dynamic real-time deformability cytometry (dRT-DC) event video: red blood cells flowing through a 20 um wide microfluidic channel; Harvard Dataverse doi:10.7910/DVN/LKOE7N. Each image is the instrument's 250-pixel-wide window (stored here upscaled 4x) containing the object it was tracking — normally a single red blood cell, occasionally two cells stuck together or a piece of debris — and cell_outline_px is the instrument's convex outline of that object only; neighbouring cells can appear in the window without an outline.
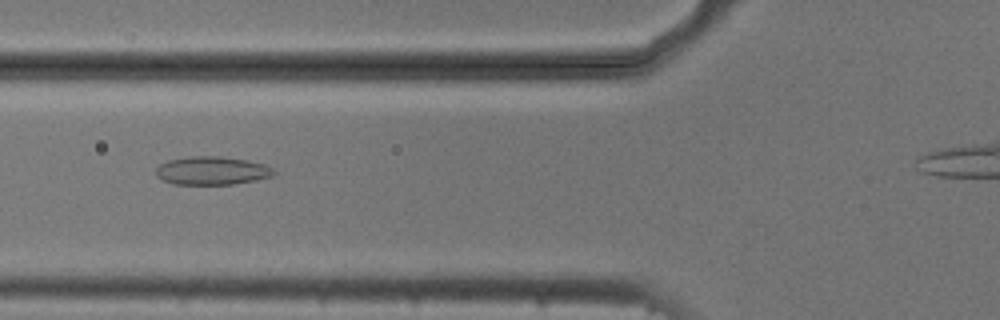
{"species": "common noctule bat (a hibernating species)", "species_latin": "Nyctalus noctula", "temperature_condition": "cold", "stored_images_in_passage": 14, "camera_frame_rate_fps": 3000, "um_per_image_px": 0.085, "animal": {"sex": "male", "body_mass_g": 20.5, "forearm_length_mm": 52.5}, "frame": {"image": 1, "passage_image": 4, "time_ms": 1.0, "image_size_px": [1000, 320], "cell_outline_px": [[276, 172], [272, 176], [256, 180], [232, 184], [172, 184], [156, 176], [156, 168], [160, 164], [168, 160], [188, 156], [220, 156], [248, 160], [264, 164], [272, 168]], "centroid_in_image_um": [18.01, 14.5], "position_along_channel_um": 107.8, "area_um2": 19.48}}
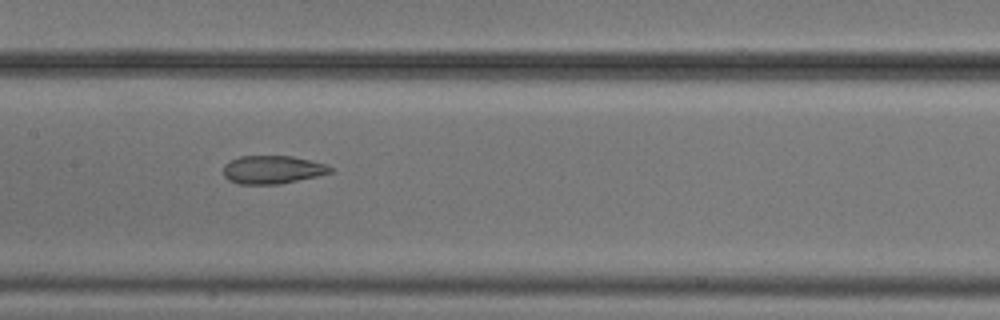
{"frame": {"image": 2, "passage_image": 10, "time_ms": 3.0, "image_size_px": [1000, 320], "cell_outline_px": [[332, 172], [316, 176], [280, 184], [240, 184], [228, 180], [224, 176], [224, 164], [240, 156], [292, 156], [328, 164], [332, 168]], "centroid_in_image_um": [23.16, 14.42], "position_along_channel_um": 184.2, "area_um2": 17.51}}
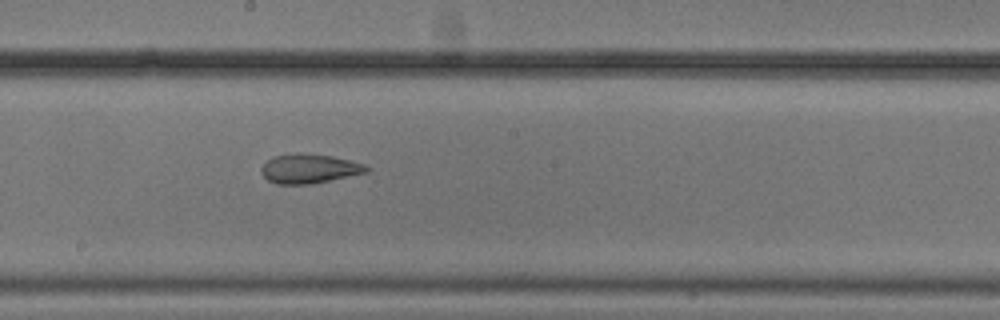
{"frame": {"image": 3, "passage_image": 13, "time_ms": 4.0, "image_size_px": [1000, 320], "cell_outline_px": [[372, 168], [368, 172], [312, 184], [276, 184], [268, 180], [260, 172], [260, 168], [272, 156], [332, 156], [364, 164]], "centroid_in_image_um": [26.31, 14.39], "position_along_channel_um": 221.9, "area_um2": 17.22}}